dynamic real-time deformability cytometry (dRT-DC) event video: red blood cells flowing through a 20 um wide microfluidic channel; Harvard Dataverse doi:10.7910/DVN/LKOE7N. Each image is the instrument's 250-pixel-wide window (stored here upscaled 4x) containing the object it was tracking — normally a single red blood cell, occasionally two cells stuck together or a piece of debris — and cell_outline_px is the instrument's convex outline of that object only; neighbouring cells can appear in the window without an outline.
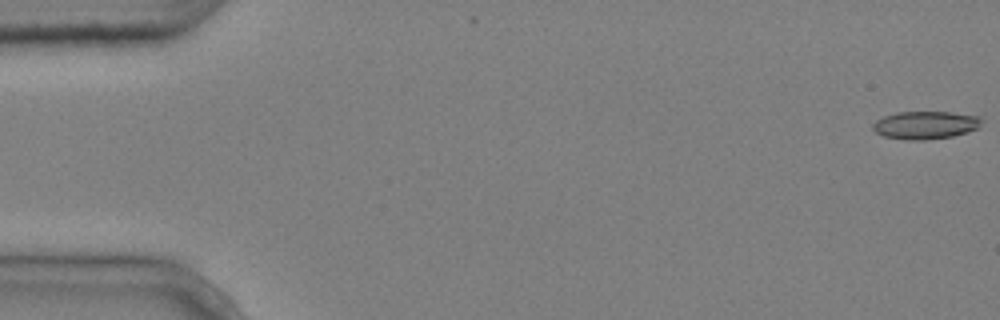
{"species": "common noctule bat (a hibernating species)", "species_latin": "Nyctalus noctula", "temperature_condition": "cold", "stored_images_in_passage": 7, "camera_frame_rate_fps": 3000, "um_per_image_px": 0.085, "animal": {"sex": "male", "body_mass_g": 20.4}, "frame": {"image": 1, "passage_image": 1, "time_ms": 0.0, "image_size_px": [1000, 320], "cell_outline_px": [[984, 120], [980, 128], [968, 132], [952, 136], [924, 140], [904, 140], [884, 136], [876, 132], [872, 128], [872, 124], [876, 120], [884, 116], [896, 112], [952, 112], [980, 116]], "centroid_in_image_um": [78.7, 10.63], "position_along_channel_um": 6.3, "area_um2": 17.92}}
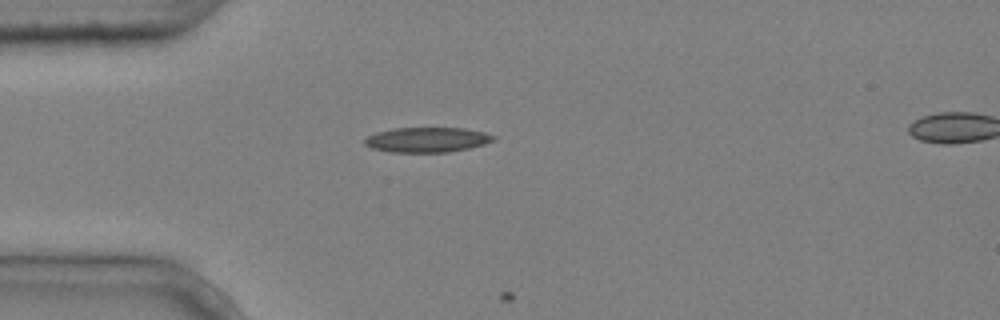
{"frame": {"image": 2, "passage_image": 5, "time_ms": 1.333, "image_size_px": [1000, 320], "cell_outline_px": [[496, 136], [492, 140], [484, 144], [468, 148], [448, 152], [392, 152], [372, 148], [364, 144], [364, 140], [368, 136], [376, 132], [392, 128], [464, 128], [484, 132]], "centroid_in_image_um": [36.28, 11.87], "position_along_channel_um": 48.7, "area_um2": 18.61}}